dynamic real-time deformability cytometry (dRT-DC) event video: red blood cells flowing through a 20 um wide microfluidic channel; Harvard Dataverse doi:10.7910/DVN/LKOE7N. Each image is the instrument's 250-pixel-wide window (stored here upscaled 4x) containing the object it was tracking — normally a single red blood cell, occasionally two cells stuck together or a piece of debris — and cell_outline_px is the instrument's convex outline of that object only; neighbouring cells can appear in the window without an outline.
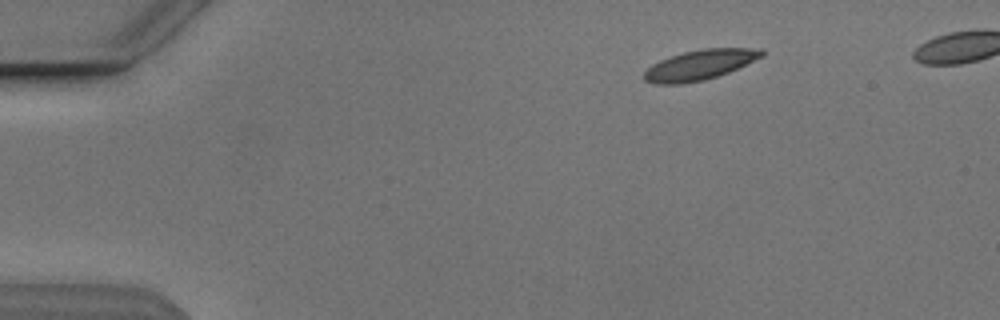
{"species": "Egyptian fruit bat (a non-hibernating species)", "species_latin": "Rousettus aegyptiacus", "temperature_condition": "cold", "stored_images_in_passage": 6, "camera_frame_rate_fps": 3000, "um_per_image_px": 0.085, "animal": {"sex": "male"}, "frame": {"image": 1, "passage_image": 1, "time_ms": 0.0, "image_size_px": [1000, 320], "cell_outline_px": [[764, 56], [728, 72], [704, 80], [680, 84], [656, 84], [644, 80], [644, 72], [652, 64], [660, 60], [684, 52], [704, 48], [764, 48]], "centroid_in_image_um": [59.5, 5.51], "position_along_channel_um": 25.5, "area_um2": 20.46}}